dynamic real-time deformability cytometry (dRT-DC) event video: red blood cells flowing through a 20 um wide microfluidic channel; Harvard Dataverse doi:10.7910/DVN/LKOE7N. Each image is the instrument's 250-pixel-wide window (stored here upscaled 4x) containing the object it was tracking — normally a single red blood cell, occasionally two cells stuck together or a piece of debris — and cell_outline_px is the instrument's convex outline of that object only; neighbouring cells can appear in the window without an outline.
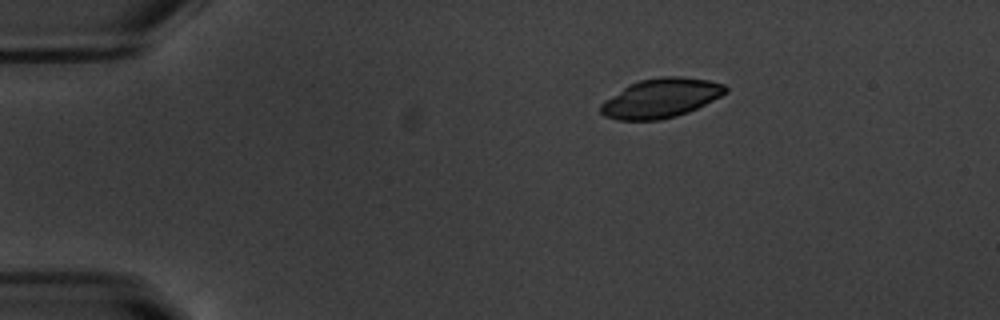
{"species": "common noctule bat (a hibernating species)", "species_latin": "Nyctalus noctula", "temperature_condition": "warm", "stored_images_in_passage": 18, "camera_frame_rate_fps": 3000, "um_per_image_px": 0.085, "animal": {"sex": "male", "body_mass_g": 20.1, "forearm_length_mm": 53.5}, "frame": {"image": 1, "passage_image": 1, "time_ms": 0.0, "image_size_px": [1000, 320], "cell_outline_px": [[728, 92], [688, 112], [676, 116], [660, 120], [616, 120], [604, 116], [600, 112], [600, 104], [604, 100], [628, 84], [640, 80], [660, 76], [680, 76], [708, 80], [724, 84], [728, 88]], "centroid_in_image_um": [56.14, 8.33], "position_along_channel_um": 28.9, "area_um2": 28.67}}